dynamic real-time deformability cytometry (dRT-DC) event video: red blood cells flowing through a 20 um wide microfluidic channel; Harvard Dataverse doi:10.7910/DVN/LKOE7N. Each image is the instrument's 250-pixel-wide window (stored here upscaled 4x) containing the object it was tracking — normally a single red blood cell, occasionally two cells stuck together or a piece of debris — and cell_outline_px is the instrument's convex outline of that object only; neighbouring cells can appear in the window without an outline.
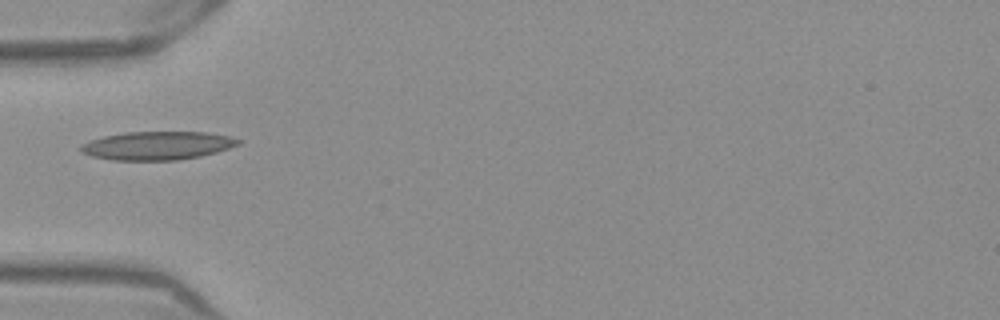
{"species": "Egyptian fruit bat (a non-hibernating species)", "species_latin": "Rousettus aegyptiacus", "temperature_condition": "warm", "stored_images_in_passage": 34, "camera_frame_rate_fps": 3000, "um_per_image_px": 0.085, "frame": {"image": 1, "passage_image": 1, "time_ms": 0.0, "image_size_px": [1000, 320], "cell_outline_px": [[244, 140], [240, 144], [216, 152], [200, 156], [176, 160], [112, 160], [92, 156], [80, 152], [80, 144], [104, 136], [124, 132], [208, 132], [228, 136]], "centroid_in_image_um": [13.38, 12.37], "position_along_channel_um": 71.6, "area_um2": 26.07}}
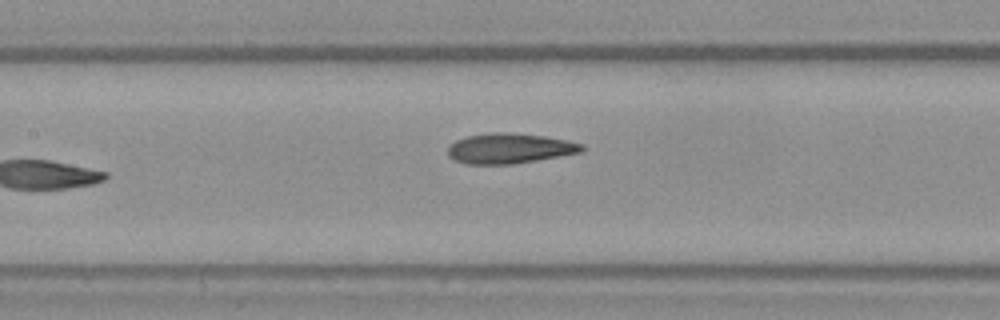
{"frame": {"image": 2, "passage_image": 8, "time_ms": 2.333, "image_size_px": [1000, 320], "cell_outline_px": [[584, 152], [512, 164], [468, 164], [456, 160], [448, 156], [448, 144], [456, 140], [468, 136], [488, 132], [508, 132], [544, 136], [584, 144]], "centroid_in_image_um": [43.3, 12.61], "position_along_channel_um": 164.1, "area_um2": 23.58}}
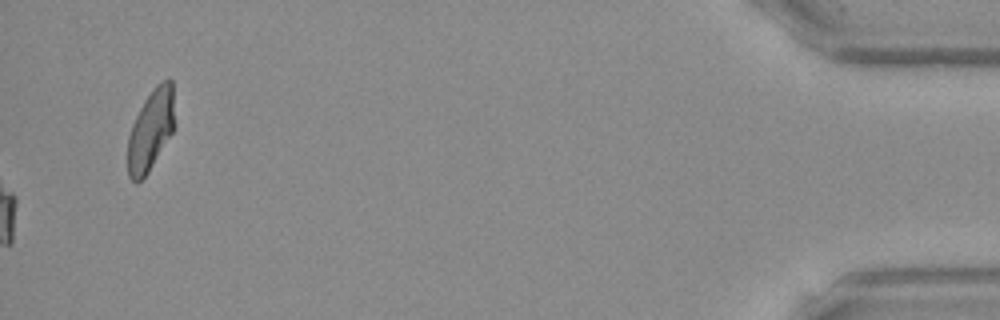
{"frame": {"image": 3, "passage_image": 34, "time_ms": 11.0, "image_size_px": [1000, 320], "cell_outline_px": [[176, 124], [172, 132], [148, 172], [136, 184], [128, 176], [128, 136], [132, 124], [144, 100], [152, 88], [156, 84], [168, 76], [172, 80]], "centroid_in_image_um": [12.84, 10.99], "position_along_channel_um": 422.4, "area_um2": 22.37}, "authors_computed_cell_mechanics": {"area_um2": 21.0681, "velocity_mm_per_s": 3.9493, "shape_relaxation_time_tau1_ms": 5.7103, "shape_relaxation_time_tau2_ms": 1.9799, "deformation_change_tau1": 0.2395, "deformation_change_tau2": 0.0696}}